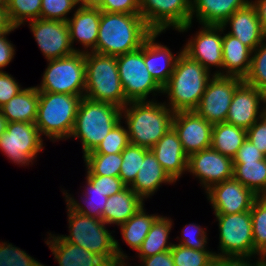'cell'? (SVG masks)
I'll list each match as a JSON object with an SVG mask.
<instances>
[{
    "label": "cell",
    "mask_w": 266,
    "mask_h": 266,
    "mask_svg": "<svg viewBox=\"0 0 266 266\" xmlns=\"http://www.w3.org/2000/svg\"><path fill=\"white\" fill-rule=\"evenodd\" d=\"M152 33L140 14L101 11L96 48L92 52L110 56L133 52Z\"/></svg>",
    "instance_id": "6da1fadb"
},
{
    "label": "cell",
    "mask_w": 266,
    "mask_h": 266,
    "mask_svg": "<svg viewBox=\"0 0 266 266\" xmlns=\"http://www.w3.org/2000/svg\"><path fill=\"white\" fill-rule=\"evenodd\" d=\"M155 98L130 101L121 109L130 143L151 149L172 127L174 112Z\"/></svg>",
    "instance_id": "7a4b0ae2"
},
{
    "label": "cell",
    "mask_w": 266,
    "mask_h": 266,
    "mask_svg": "<svg viewBox=\"0 0 266 266\" xmlns=\"http://www.w3.org/2000/svg\"><path fill=\"white\" fill-rule=\"evenodd\" d=\"M213 75L211 71L182 51L177 58L168 83L163 87L162 94H166L168 98L164 104L174 113L194 111Z\"/></svg>",
    "instance_id": "3957f363"
},
{
    "label": "cell",
    "mask_w": 266,
    "mask_h": 266,
    "mask_svg": "<svg viewBox=\"0 0 266 266\" xmlns=\"http://www.w3.org/2000/svg\"><path fill=\"white\" fill-rule=\"evenodd\" d=\"M69 235H60L65 241L89 250L102 257L110 266L119 259H130L121 249L102 220L83 215L75 211L67 202Z\"/></svg>",
    "instance_id": "277c9868"
},
{
    "label": "cell",
    "mask_w": 266,
    "mask_h": 266,
    "mask_svg": "<svg viewBox=\"0 0 266 266\" xmlns=\"http://www.w3.org/2000/svg\"><path fill=\"white\" fill-rule=\"evenodd\" d=\"M121 109L109 102L82 97L70 138L80 139L83 156L94 151L121 120Z\"/></svg>",
    "instance_id": "5b68a950"
},
{
    "label": "cell",
    "mask_w": 266,
    "mask_h": 266,
    "mask_svg": "<svg viewBox=\"0 0 266 266\" xmlns=\"http://www.w3.org/2000/svg\"><path fill=\"white\" fill-rule=\"evenodd\" d=\"M84 96L39 92L35 125L52 142L70 138L79 103Z\"/></svg>",
    "instance_id": "8992f818"
},
{
    "label": "cell",
    "mask_w": 266,
    "mask_h": 266,
    "mask_svg": "<svg viewBox=\"0 0 266 266\" xmlns=\"http://www.w3.org/2000/svg\"><path fill=\"white\" fill-rule=\"evenodd\" d=\"M86 88L84 97L109 102L123 108L129 101L120 80L117 56L85 53Z\"/></svg>",
    "instance_id": "52a82bcc"
},
{
    "label": "cell",
    "mask_w": 266,
    "mask_h": 266,
    "mask_svg": "<svg viewBox=\"0 0 266 266\" xmlns=\"http://www.w3.org/2000/svg\"><path fill=\"white\" fill-rule=\"evenodd\" d=\"M219 229V249L215 257L251 260L259 256L254 251L250 211L234 214H214Z\"/></svg>",
    "instance_id": "ba28073f"
},
{
    "label": "cell",
    "mask_w": 266,
    "mask_h": 266,
    "mask_svg": "<svg viewBox=\"0 0 266 266\" xmlns=\"http://www.w3.org/2000/svg\"><path fill=\"white\" fill-rule=\"evenodd\" d=\"M47 62L48 66L43 72L41 83L36 86L39 92L84 96L85 53L74 52Z\"/></svg>",
    "instance_id": "9c48e42d"
},
{
    "label": "cell",
    "mask_w": 266,
    "mask_h": 266,
    "mask_svg": "<svg viewBox=\"0 0 266 266\" xmlns=\"http://www.w3.org/2000/svg\"><path fill=\"white\" fill-rule=\"evenodd\" d=\"M117 66L126 99L148 101V96L163 93V88L154 80L144 61V43L133 52L117 56Z\"/></svg>",
    "instance_id": "30bf717a"
},
{
    "label": "cell",
    "mask_w": 266,
    "mask_h": 266,
    "mask_svg": "<svg viewBox=\"0 0 266 266\" xmlns=\"http://www.w3.org/2000/svg\"><path fill=\"white\" fill-rule=\"evenodd\" d=\"M140 15L153 32L173 28L178 32L190 30L191 0H138Z\"/></svg>",
    "instance_id": "8fae6325"
},
{
    "label": "cell",
    "mask_w": 266,
    "mask_h": 266,
    "mask_svg": "<svg viewBox=\"0 0 266 266\" xmlns=\"http://www.w3.org/2000/svg\"><path fill=\"white\" fill-rule=\"evenodd\" d=\"M43 139L35 123L8 122L0 136V150L17 165L33 164L38 153L44 149Z\"/></svg>",
    "instance_id": "7c38bea8"
},
{
    "label": "cell",
    "mask_w": 266,
    "mask_h": 266,
    "mask_svg": "<svg viewBox=\"0 0 266 266\" xmlns=\"http://www.w3.org/2000/svg\"><path fill=\"white\" fill-rule=\"evenodd\" d=\"M243 82L238 77L213 75L194 111L213 125L226 122L235 90Z\"/></svg>",
    "instance_id": "4fadbf2b"
},
{
    "label": "cell",
    "mask_w": 266,
    "mask_h": 266,
    "mask_svg": "<svg viewBox=\"0 0 266 266\" xmlns=\"http://www.w3.org/2000/svg\"><path fill=\"white\" fill-rule=\"evenodd\" d=\"M223 26L201 25L200 30L183 46V52L198 61L208 71L218 68L214 75L222 76ZM221 69V70H220Z\"/></svg>",
    "instance_id": "5bb4252c"
},
{
    "label": "cell",
    "mask_w": 266,
    "mask_h": 266,
    "mask_svg": "<svg viewBox=\"0 0 266 266\" xmlns=\"http://www.w3.org/2000/svg\"><path fill=\"white\" fill-rule=\"evenodd\" d=\"M214 214H234L250 211L258 196L234 177L212 185L207 191Z\"/></svg>",
    "instance_id": "9a60e30c"
},
{
    "label": "cell",
    "mask_w": 266,
    "mask_h": 266,
    "mask_svg": "<svg viewBox=\"0 0 266 266\" xmlns=\"http://www.w3.org/2000/svg\"><path fill=\"white\" fill-rule=\"evenodd\" d=\"M29 28L46 60H53L73 54L69 27L66 21L35 19L29 21Z\"/></svg>",
    "instance_id": "2e32d148"
},
{
    "label": "cell",
    "mask_w": 266,
    "mask_h": 266,
    "mask_svg": "<svg viewBox=\"0 0 266 266\" xmlns=\"http://www.w3.org/2000/svg\"><path fill=\"white\" fill-rule=\"evenodd\" d=\"M233 167L232 158L211 147L188 156L187 171L199 179L205 191L214 184L232 178Z\"/></svg>",
    "instance_id": "e0dca14e"
},
{
    "label": "cell",
    "mask_w": 266,
    "mask_h": 266,
    "mask_svg": "<svg viewBox=\"0 0 266 266\" xmlns=\"http://www.w3.org/2000/svg\"><path fill=\"white\" fill-rule=\"evenodd\" d=\"M265 112L266 94L243 82L235 90L226 122L248 130Z\"/></svg>",
    "instance_id": "ac0fdd59"
},
{
    "label": "cell",
    "mask_w": 266,
    "mask_h": 266,
    "mask_svg": "<svg viewBox=\"0 0 266 266\" xmlns=\"http://www.w3.org/2000/svg\"><path fill=\"white\" fill-rule=\"evenodd\" d=\"M172 127L187 156L211 147L213 124L195 111L175 112Z\"/></svg>",
    "instance_id": "d6986e66"
},
{
    "label": "cell",
    "mask_w": 266,
    "mask_h": 266,
    "mask_svg": "<svg viewBox=\"0 0 266 266\" xmlns=\"http://www.w3.org/2000/svg\"><path fill=\"white\" fill-rule=\"evenodd\" d=\"M101 10L78 6L72 17L67 20L70 43L75 52L87 53L96 48ZM76 41V42H75ZM83 45V50L74 48V42Z\"/></svg>",
    "instance_id": "ffe728a7"
},
{
    "label": "cell",
    "mask_w": 266,
    "mask_h": 266,
    "mask_svg": "<svg viewBox=\"0 0 266 266\" xmlns=\"http://www.w3.org/2000/svg\"><path fill=\"white\" fill-rule=\"evenodd\" d=\"M150 150L175 183L187 172L188 156L173 127Z\"/></svg>",
    "instance_id": "44dd1931"
},
{
    "label": "cell",
    "mask_w": 266,
    "mask_h": 266,
    "mask_svg": "<svg viewBox=\"0 0 266 266\" xmlns=\"http://www.w3.org/2000/svg\"><path fill=\"white\" fill-rule=\"evenodd\" d=\"M229 25L231 31L227 33L239 39L243 44L248 46L252 51L255 50L265 39L261 22L257 17L255 7L250 2L243 8L236 10L223 24L226 30Z\"/></svg>",
    "instance_id": "7402d4cb"
},
{
    "label": "cell",
    "mask_w": 266,
    "mask_h": 266,
    "mask_svg": "<svg viewBox=\"0 0 266 266\" xmlns=\"http://www.w3.org/2000/svg\"><path fill=\"white\" fill-rule=\"evenodd\" d=\"M160 34L162 32H153L144 41V61L151 76L163 88L168 83L183 49L177 53L178 55L173 54L167 45L156 42Z\"/></svg>",
    "instance_id": "603a6c76"
},
{
    "label": "cell",
    "mask_w": 266,
    "mask_h": 266,
    "mask_svg": "<svg viewBox=\"0 0 266 266\" xmlns=\"http://www.w3.org/2000/svg\"><path fill=\"white\" fill-rule=\"evenodd\" d=\"M48 234L45 243L59 266H110L102 257L65 241L60 235Z\"/></svg>",
    "instance_id": "cb8c5ba5"
},
{
    "label": "cell",
    "mask_w": 266,
    "mask_h": 266,
    "mask_svg": "<svg viewBox=\"0 0 266 266\" xmlns=\"http://www.w3.org/2000/svg\"><path fill=\"white\" fill-rule=\"evenodd\" d=\"M250 2L251 0H191V23L196 17L200 25L222 26L236 10Z\"/></svg>",
    "instance_id": "d4e9b609"
},
{
    "label": "cell",
    "mask_w": 266,
    "mask_h": 266,
    "mask_svg": "<svg viewBox=\"0 0 266 266\" xmlns=\"http://www.w3.org/2000/svg\"><path fill=\"white\" fill-rule=\"evenodd\" d=\"M163 183L174 184L175 182L165 172L150 150L145 155L136 179L130 188L145 200L151 198Z\"/></svg>",
    "instance_id": "484cf974"
},
{
    "label": "cell",
    "mask_w": 266,
    "mask_h": 266,
    "mask_svg": "<svg viewBox=\"0 0 266 266\" xmlns=\"http://www.w3.org/2000/svg\"><path fill=\"white\" fill-rule=\"evenodd\" d=\"M222 56V76L244 80L250 69L252 50L239 39L224 32Z\"/></svg>",
    "instance_id": "4316f807"
},
{
    "label": "cell",
    "mask_w": 266,
    "mask_h": 266,
    "mask_svg": "<svg viewBox=\"0 0 266 266\" xmlns=\"http://www.w3.org/2000/svg\"><path fill=\"white\" fill-rule=\"evenodd\" d=\"M143 205H145L144 200L130 187H126L121 192L108 197L102 221L108 225L115 224L119 227Z\"/></svg>",
    "instance_id": "83f0119b"
},
{
    "label": "cell",
    "mask_w": 266,
    "mask_h": 266,
    "mask_svg": "<svg viewBox=\"0 0 266 266\" xmlns=\"http://www.w3.org/2000/svg\"><path fill=\"white\" fill-rule=\"evenodd\" d=\"M39 104V91L36 86L23 88L17 95L0 107L8 122L35 123Z\"/></svg>",
    "instance_id": "f1b7e54d"
},
{
    "label": "cell",
    "mask_w": 266,
    "mask_h": 266,
    "mask_svg": "<svg viewBox=\"0 0 266 266\" xmlns=\"http://www.w3.org/2000/svg\"><path fill=\"white\" fill-rule=\"evenodd\" d=\"M173 225V219L159 215L152 223L150 231L136 252L137 257L147 258L171 250L174 243H168V241Z\"/></svg>",
    "instance_id": "f546056e"
},
{
    "label": "cell",
    "mask_w": 266,
    "mask_h": 266,
    "mask_svg": "<svg viewBox=\"0 0 266 266\" xmlns=\"http://www.w3.org/2000/svg\"><path fill=\"white\" fill-rule=\"evenodd\" d=\"M246 137V129L227 122L217 123L212 129L211 148L233 159Z\"/></svg>",
    "instance_id": "4dcf8cb0"
},
{
    "label": "cell",
    "mask_w": 266,
    "mask_h": 266,
    "mask_svg": "<svg viewBox=\"0 0 266 266\" xmlns=\"http://www.w3.org/2000/svg\"><path fill=\"white\" fill-rule=\"evenodd\" d=\"M233 177L258 197L266 196V157L260 161L233 162Z\"/></svg>",
    "instance_id": "1f68e13d"
},
{
    "label": "cell",
    "mask_w": 266,
    "mask_h": 266,
    "mask_svg": "<svg viewBox=\"0 0 266 266\" xmlns=\"http://www.w3.org/2000/svg\"><path fill=\"white\" fill-rule=\"evenodd\" d=\"M144 207L143 205L124 224L120 225L122 239L135 251H138L150 231L152 223L159 216L158 214H148Z\"/></svg>",
    "instance_id": "d6a6232c"
},
{
    "label": "cell",
    "mask_w": 266,
    "mask_h": 266,
    "mask_svg": "<svg viewBox=\"0 0 266 266\" xmlns=\"http://www.w3.org/2000/svg\"><path fill=\"white\" fill-rule=\"evenodd\" d=\"M86 184L85 192H82L84 198L81 196L84 205L83 203H79L78 200L76 201V199H74L71 194L67 193L66 190L63 191L65 202L80 214L102 220V214L105 210V204L107 203L108 197L99 190H96L95 186L88 179H86Z\"/></svg>",
    "instance_id": "836d02e7"
},
{
    "label": "cell",
    "mask_w": 266,
    "mask_h": 266,
    "mask_svg": "<svg viewBox=\"0 0 266 266\" xmlns=\"http://www.w3.org/2000/svg\"><path fill=\"white\" fill-rule=\"evenodd\" d=\"M83 158L86 175L119 177L122 164L121 153L86 154Z\"/></svg>",
    "instance_id": "e575fe53"
},
{
    "label": "cell",
    "mask_w": 266,
    "mask_h": 266,
    "mask_svg": "<svg viewBox=\"0 0 266 266\" xmlns=\"http://www.w3.org/2000/svg\"><path fill=\"white\" fill-rule=\"evenodd\" d=\"M254 251L259 255L258 260L266 256V196L258 197L250 210Z\"/></svg>",
    "instance_id": "d590c367"
},
{
    "label": "cell",
    "mask_w": 266,
    "mask_h": 266,
    "mask_svg": "<svg viewBox=\"0 0 266 266\" xmlns=\"http://www.w3.org/2000/svg\"><path fill=\"white\" fill-rule=\"evenodd\" d=\"M150 149L130 143L122 152V164L119 178L127 187H130L136 179L142 161Z\"/></svg>",
    "instance_id": "8d00e7d4"
},
{
    "label": "cell",
    "mask_w": 266,
    "mask_h": 266,
    "mask_svg": "<svg viewBox=\"0 0 266 266\" xmlns=\"http://www.w3.org/2000/svg\"><path fill=\"white\" fill-rule=\"evenodd\" d=\"M10 23L19 28L28 21L40 19L41 0H6Z\"/></svg>",
    "instance_id": "74e56055"
},
{
    "label": "cell",
    "mask_w": 266,
    "mask_h": 266,
    "mask_svg": "<svg viewBox=\"0 0 266 266\" xmlns=\"http://www.w3.org/2000/svg\"><path fill=\"white\" fill-rule=\"evenodd\" d=\"M243 81L266 94V37L252 51L250 69Z\"/></svg>",
    "instance_id": "f35d334b"
},
{
    "label": "cell",
    "mask_w": 266,
    "mask_h": 266,
    "mask_svg": "<svg viewBox=\"0 0 266 266\" xmlns=\"http://www.w3.org/2000/svg\"><path fill=\"white\" fill-rule=\"evenodd\" d=\"M171 254L175 266H206L215 258L213 251L191 249L180 244H173Z\"/></svg>",
    "instance_id": "ab89813d"
},
{
    "label": "cell",
    "mask_w": 266,
    "mask_h": 266,
    "mask_svg": "<svg viewBox=\"0 0 266 266\" xmlns=\"http://www.w3.org/2000/svg\"><path fill=\"white\" fill-rule=\"evenodd\" d=\"M122 123L124 122L120 121L117 123L100 142L98 147L88 154L121 153L130 144L127 129L126 127L122 126Z\"/></svg>",
    "instance_id": "60d3db41"
},
{
    "label": "cell",
    "mask_w": 266,
    "mask_h": 266,
    "mask_svg": "<svg viewBox=\"0 0 266 266\" xmlns=\"http://www.w3.org/2000/svg\"><path fill=\"white\" fill-rule=\"evenodd\" d=\"M0 266H45L12 243L0 242Z\"/></svg>",
    "instance_id": "b9f144b4"
},
{
    "label": "cell",
    "mask_w": 266,
    "mask_h": 266,
    "mask_svg": "<svg viewBox=\"0 0 266 266\" xmlns=\"http://www.w3.org/2000/svg\"><path fill=\"white\" fill-rule=\"evenodd\" d=\"M79 6L78 0H41L40 19L60 20L69 19L67 15Z\"/></svg>",
    "instance_id": "7bdbcfd3"
},
{
    "label": "cell",
    "mask_w": 266,
    "mask_h": 266,
    "mask_svg": "<svg viewBox=\"0 0 266 266\" xmlns=\"http://www.w3.org/2000/svg\"><path fill=\"white\" fill-rule=\"evenodd\" d=\"M207 235V231L202 226L189 223L182 229L181 238L176 237L179 240L176 244L196 250H207Z\"/></svg>",
    "instance_id": "ee69618b"
},
{
    "label": "cell",
    "mask_w": 266,
    "mask_h": 266,
    "mask_svg": "<svg viewBox=\"0 0 266 266\" xmlns=\"http://www.w3.org/2000/svg\"><path fill=\"white\" fill-rule=\"evenodd\" d=\"M86 179L95 186L96 190L104 193L107 197L117 194L127 187L119 177L86 175Z\"/></svg>",
    "instance_id": "f6af8a7d"
},
{
    "label": "cell",
    "mask_w": 266,
    "mask_h": 266,
    "mask_svg": "<svg viewBox=\"0 0 266 266\" xmlns=\"http://www.w3.org/2000/svg\"><path fill=\"white\" fill-rule=\"evenodd\" d=\"M246 138L266 156V112L247 130Z\"/></svg>",
    "instance_id": "bcb514c9"
},
{
    "label": "cell",
    "mask_w": 266,
    "mask_h": 266,
    "mask_svg": "<svg viewBox=\"0 0 266 266\" xmlns=\"http://www.w3.org/2000/svg\"><path fill=\"white\" fill-rule=\"evenodd\" d=\"M23 88L17 80L6 71H0V107L17 95Z\"/></svg>",
    "instance_id": "7dc6e473"
},
{
    "label": "cell",
    "mask_w": 266,
    "mask_h": 266,
    "mask_svg": "<svg viewBox=\"0 0 266 266\" xmlns=\"http://www.w3.org/2000/svg\"><path fill=\"white\" fill-rule=\"evenodd\" d=\"M99 9L109 13L140 14L138 0H105Z\"/></svg>",
    "instance_id": "c3c4849f"
},
{
    "label": "cell",
    "mask_w": 266,
    "mask_h": 266,
    "mask_svg": "<svg viewBox=\"0 0 266 266\" xmlns=\"http://www.w3.org/2000/svg\"><path fill=\"white\" fill-rule=\"evenodd\" d=\"M265 157L266 156L246 138L242 146L238 149L236 156L233 158V162L260 161Z\"/></svg>",
    "instance_id": "681fc988"
},
{
    "label": "cell",
    "mask_w": 266,
    "mask_h": 266,
    "mask_svg": "<svg viewBox=\"0 0 266 266\" xmlns=\"http://www.w3.org/2000/svg\"><path fill=\"white\" fill-rule=\"evenodd\" d=\"M18 29L17 27H13L8 33H4L0 35V71H3L7 65L12 62L15 56V46L11 41H9L7 35H9L12 31Z\"/></svg>",
    "instance_id": "f907efd6"
},
{
    "label": "cell",
    "mask_w": 266,
    "mask_h": 266,
    "mask_svg": "<svg viewBox=\"0 0 266 266\" xmlns=\"http://www.w3.org/2000/svg\"><path fill=\"white\" fill-rule=\"evenodd\" d=\"M141 266H175L171 250L164 251L147 258H139Z\"/></svg>",
    "instance_id": "816d5d0a"
},
{
    "label": "cell",
    "mask_w": 266,
    "mask_h": 266,
    "mask_svg": "<svg viewBox=\"0 0 266 266\" xmlns=\"http://www.w3.org/2000/svg\"><path fill=\"white\" fill-rule=\"evenodd\" d=\"M13 27L8 17L5 2H0V35L8 33Z\"/></svg>",
    "instance_id": "f5cc1de1"
},
{
    "label": "cell",
    "mask_w": 266,
    "mask_h": 266,
    "mask_svg": "<svg viewBox=\"0 0 266 266\" xmlns=\"http://www.w3.org/2000/svg\"><path fill=\"white\" fill-rule=\"evenodd\" d=\"M251 3L255 7L257 17L261 22V27L266 34V0H251Z\"/></svg>",
    "instance_id": "db71d44e"
},
{
    "label": "cell",
    "mask_w": 266,
    "mask_h": 266,
    "mask_svg": "<svg viewBox=\"0 0 266 266\" xmlns=\"http://www.w3.org/2000/svg\"><path fill=\"white\" fill-rule=\"evenodd\" d=\"M105 0H78L79 6L87 8H100Z\"/></svg>",
    "instance_id": "11a10c76"
},
{
    "label": "cell",
    "mask_w": 266,
    "mask_h": 266,
    "mask_svg": "<svg viewBox=\"0 0 266 266\" xmlns=\"http://www.w3.org/2000/svg\"><path fill=\"white\" fill-rule=\"evenodd\" d=\"M232 260L227 266H261V260Z\"/></svg>",
    "instance_id": "9f6ffc18"
},
{
    "label": "cell",
    "mask_w": 266,
    "mask_h": 266,
    "mask_svg": "<svg viewBox=\"0 0 266 266\" xmlns=\"http://www.w3.org/2000/svg\"><path fill=\"white\" fill-rule=\"evenodd\" d=\"M231 261L232 259L215 257L206 266H227Z\"/></svg>",
    "instance_id": "6f0895ef"
},
{
    "label": "cell",
    "mask_w": 266,
    "mask_h": 266,
    "mask_svg": "<svg viewBox=\"0 0 266 266\" xmlns=\"http://www.w3.org/2000/svg\"><path fill=\"white\" fill-rule=\"evenodd\" d=\"M8 121L0 111V136L6 131Z\"/></svg>",
    "instance_id": "680465c9"
},
{
    "label": "cell",
    "mask_w": 266,
    "mask_h": 266,
    "mask_svg": "<svg viewBox=\"0 0 266 266\" xmlns=\"http://www.w3.org/2000/svg\"><path fill=\"white\" fill-rule=\"evenodd\" d=\"M127 260L128 259H119L113 266H131L127 262L125 263V261H127ZM136 266H141V265L139 264V265H136Z\"/></svg>",
    "instance_id": "91938a15"
},
{
    "label": "cell",
    "mask_w": 266,
    "mask_h": 266,
    "mask_svg": "<svg viewBox=\"0 0 266 266\" xmlns=\"http://www.w3.org/2000/svg\"><path fill=\"white\" fill-rule=\"evenodd\" d=\"M261 266H266V263L263 260H261Z\"/></svg>",
    "instance_id": "94428289"
},
{
    "label": "cell",
    "mask_w": 266,
    "mask_h": 266,
    "mask_svg": "<svg viewBox=\"0 0 266 266\" xmlns=\"http://www.w3.org/2000/svg\"><path fill=\"white\" fill-rule=\"evenodd\" d=\"M262 260L266 263V256Z\"/></svg>",
    "instance_id": "6125c7cd"
}]
</instances>
